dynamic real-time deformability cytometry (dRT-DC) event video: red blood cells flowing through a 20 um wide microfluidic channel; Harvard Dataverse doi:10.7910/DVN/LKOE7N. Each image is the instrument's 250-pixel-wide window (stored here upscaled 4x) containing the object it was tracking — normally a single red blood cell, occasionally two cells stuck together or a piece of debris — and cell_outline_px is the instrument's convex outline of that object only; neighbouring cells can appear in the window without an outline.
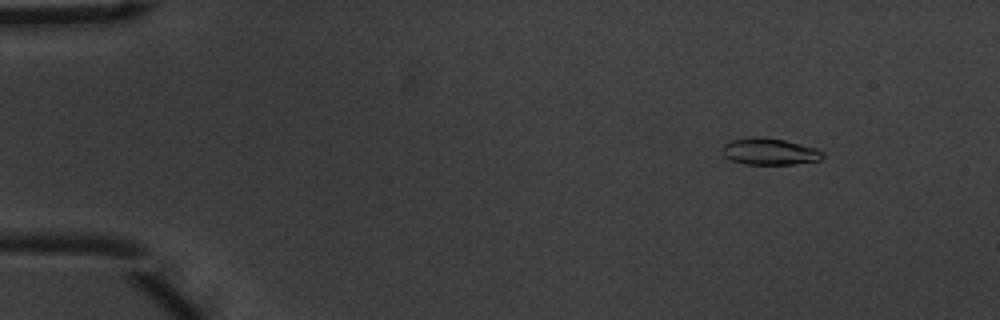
{"species": "common noctule bat (a hibernating species)", "species_latin": "Nyctalus noctula", "temperature_condition": "warm", "stored_images_in_passage": 56, "camera_frame_rate_fps": 3000, "um_per_image_px": 0.085, "animal": {"sex": "male", "body_mass_g": 20.1, "forearm_length_mm": 53.5}, "frame": {"image": 1, "passage_image": 7, "time_ms": 2.0, "image_size_px": [1000, 320], "cell_outline_px": [[824, 156], [820, 160], [792, 164], [744, 164], [732, 160], [724, 156], [724, 144], [732, 140], [752, 136], [764, 136], [784, 140], [816, 148], [824, 152]], "centroid_in_image_um": [65.43, 12.87], "position_along_channel_um": 19.6, "area_um2": 15.55}}
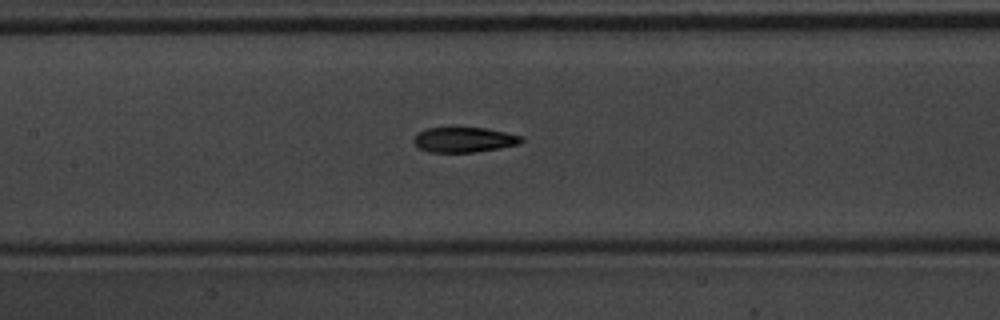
{"frame": {"image": 2, "passage_image": 27, "time_ms": 8.667, "image_size_px": [1000, 320], "cell_outline_px": [[524, 140], [520, 144], [500, 148], [476, 152], [428, 152], [420, 148], [412, 140], [420, 132], [428, 128], [488, 128], [524, 136]], "centroid_in_image_um": [39.52, 11.88], "position_along_channel_um": 167.9, "area_um2": 15.72}}
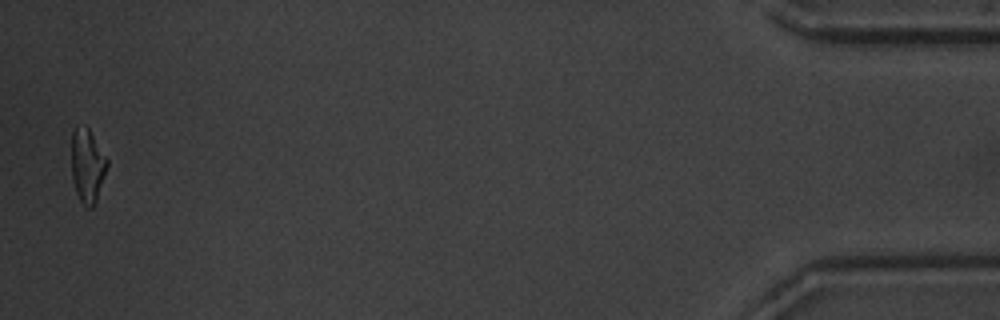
{"frame": {"image": 3, "passage_image": 55, "time_ms": 18.0, "image_size_px": [1000, 320], "cell_outline_px": [[108, 164], [96, 200], [92, 208], [88, 208], [80, 200], [76, 192], [72, 180], [72, 132], [76, 128], [84, 124], [88, 128], [108, 160]], "centroid_in_image_um": [7.42, 14.08], "position_along_channel_um": 427.8, "area_um2": 15.03}, "authors_computed_cell_mechanics": {"area_um2": 16.184, "velocity_mm_per_s": 3.7018, "shape_relaxation_time_tau1_ms": 3.1779, "shape_relaxation_time_tau2_ms": 2.63, "deformation_change_tau1": 0.1788, "deformation_change_tau2": 0.1002}}